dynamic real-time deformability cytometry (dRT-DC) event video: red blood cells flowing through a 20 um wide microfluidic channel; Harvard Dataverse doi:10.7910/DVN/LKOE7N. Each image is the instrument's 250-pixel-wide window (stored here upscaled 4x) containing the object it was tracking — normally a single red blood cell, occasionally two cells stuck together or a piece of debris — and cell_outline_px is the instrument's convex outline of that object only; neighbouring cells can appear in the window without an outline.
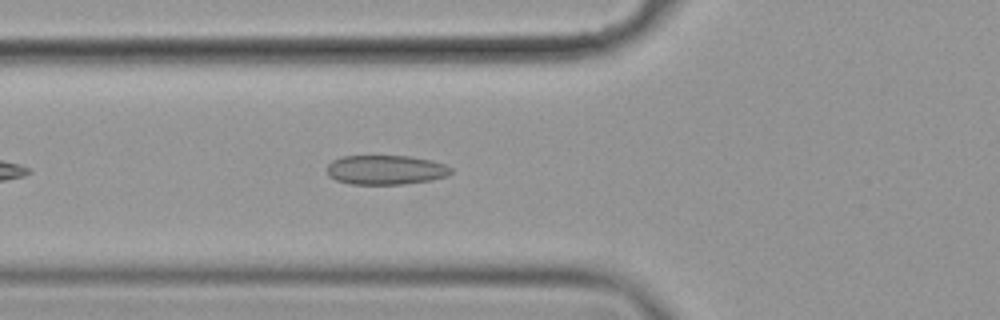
{"species": "common noctule bat (a hibernating species)", "species_latin": "Nyctalus noctula", "temperature_condition": "cold", "stored_images_in_passage": 37, "camera_frame_rate_fps": 3000, "um_per_image_px": 0.085, "animal": {"sex": "female", "body_mass_g": 19.9}, "frame": {"image": 1, "passage_image": 7, "time_ms": 2.0, "image_size_px": [1000, 320], "cell_outline_px": [[452, 172], [448, 176], [432, 180], [404, 184], [352, 184], [336, 180], [328, 176], [328, 164], [332, 160], [340, 156], [408, 156], [432, 160], [444, 164], [452, 168]], "centroid_in_image_um": [32.8, 14.44], "position_along_channel_um": 93.0, "area_um2": 21.39}}
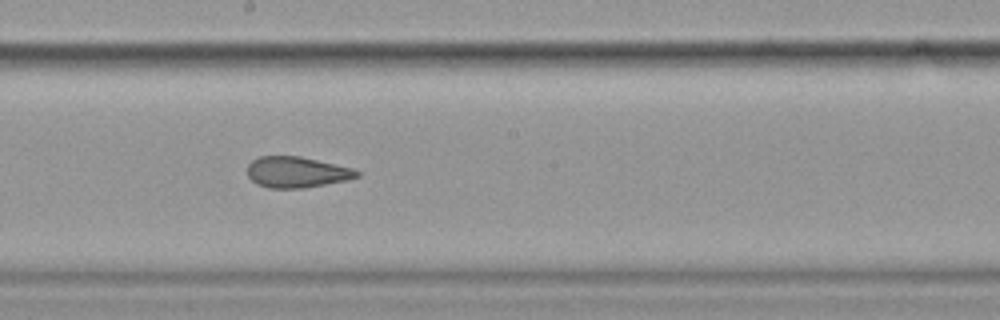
{"frame": {"image": 2, "passage_image": 18, "time_ms": 5.667, "image_size_px": [1000, 320], "cell_outline_px": [[360, 176], [348, 180], [300, 188], [268, 188], [256, 184], [248, 176], [248, 164], [252, 160], [260, 156], [300, 156], [352, 168], [360, 172]], "centroid_in_image_um": [25.2, 14.63], "position_along_channel_um": 223.0, "area_um2": 19.65}}
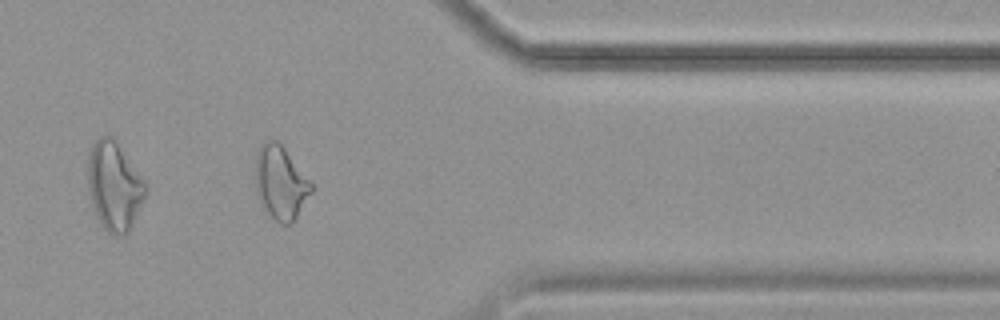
{"frame": {"image": 3, "passage_image": 33, "time_ms": 10.667, "image_size_px": [1000, 320], "cell_outline_px": [[312, 192], [296, 216], [288, 224], [280, 224], [264, 208], [256, 196], [256, 152], [260, 144], [264, 140], [276, 140], [284, 148], [312, 184]], "centroid_in_image_um": [23.81, 15.5], "position_along_channel_um": 387.6, "area_um2": 23.47}, "authors_computed_cell_mechanics": {"area_um2": 20.4612, "velocity_mm_per_s": 3.5391, "shape_relaxation_time_tau1_ms": null, "shape_relaxation_time_tau2_ms": 2.1958, "deformation_change_tau1": null, "deformation_change_tau2": 0.0897}}